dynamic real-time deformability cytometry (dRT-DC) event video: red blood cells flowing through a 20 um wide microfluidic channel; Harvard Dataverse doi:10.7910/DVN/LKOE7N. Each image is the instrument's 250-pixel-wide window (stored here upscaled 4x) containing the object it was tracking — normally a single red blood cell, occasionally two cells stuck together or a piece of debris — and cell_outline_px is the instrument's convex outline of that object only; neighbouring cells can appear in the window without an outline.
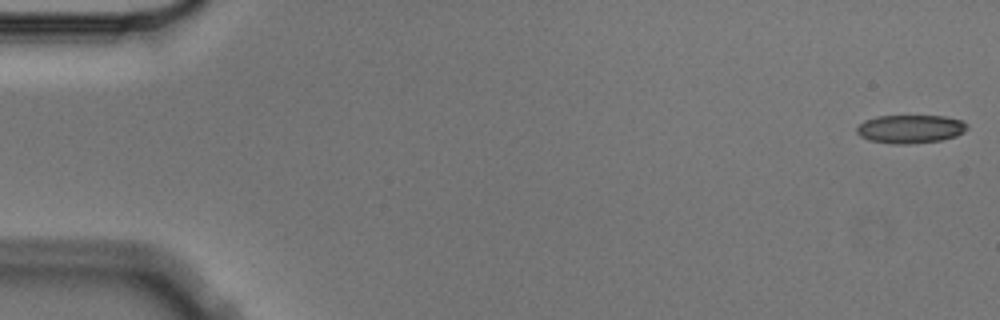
{"species": "Egyptian fruit bat (a non-hibernating species)", "species_latin": "Rousettus aegyptiacus", "temperature_condition": "cold", "stored_images_in_passage": 5, "camera_frame_rate_fps": 3000, "um_per_image_px": 0.085, "animal": {"sex": "male"}, "frame": {"image": 1, "passage_image": 1, "time_ms": 0.0, "image_size_px": [1000, 320], "cell_outline_px": [[968, 128], [964, 132], [956, 136], [940, 140], [908, 144], [892, 144], [868, 140], [860, 136], [856, 132], [856, 128], [864, 120], [876, 116], [944, 116], [960, 120], [968, 124]], "centroid_in_image_um": [77.36, 10.96], "position_along_channel_um": 7.6, "area_um2": 18.32}}
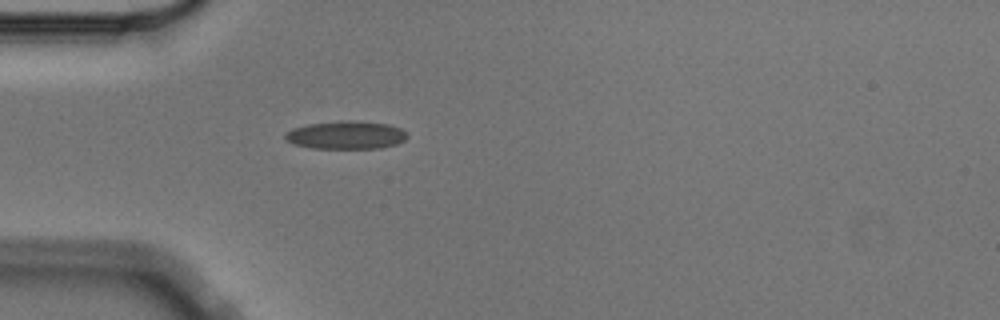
{"frame": {"image": 2, "passage_image": 5, "time_ms": 1.333, "image_size_px": [1000, 320], "cell_outline_px": [[408, 136], [404, 140], [396, 144], [380, 148], [312, 148], [292, 144], [284, 136], [284, 132], [292, 128], [308, 124], [348, 120], [352, 120], [388, 124], [400, 128]], "centroid_in_image_um": [29.38, 11.48], "position_along_channel_um": 55.6, "area_um2": 19.88}}